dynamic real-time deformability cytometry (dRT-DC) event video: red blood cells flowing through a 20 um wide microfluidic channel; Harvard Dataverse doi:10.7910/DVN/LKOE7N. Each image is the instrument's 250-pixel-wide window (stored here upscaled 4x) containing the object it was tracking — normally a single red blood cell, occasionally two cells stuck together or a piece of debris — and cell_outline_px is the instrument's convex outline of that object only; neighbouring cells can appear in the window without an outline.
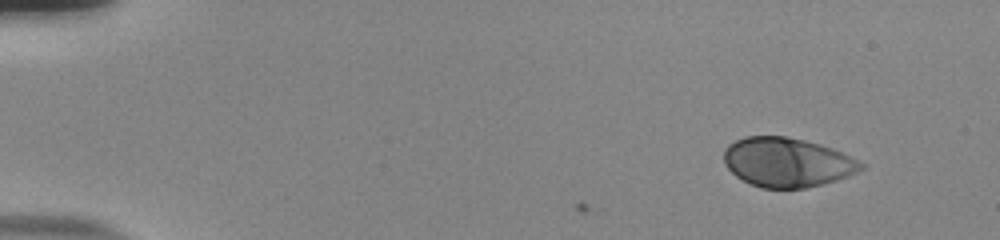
{"species": "human", "species_latin": "Homo sapiens", "temperature_condition": "room temperature", "stored_images_in_passage": 50, "camera_frame_rate_fps": 3000, "um_per_image_px": 0.085, "donor": {"sex": "male"}, "frame": {"image": 1, "passage_image": 1, "time_ms": 0.0, "image_size_px": [1000, 240], "cell_outline_px": [[864, 168], [848, 176], [836, 180], [804, 188], [760, 188], [748, 184], [736, 176], [724, 164], [724, 148], [728, 144], [744, 136], [784, 136], [804, 140], [820, 144], [832, 148], [864, 164]], "centroid_in_image_um": [66.85, 13.79], "position_along_channel_um": 18.1, "area_um2": 39.3}}
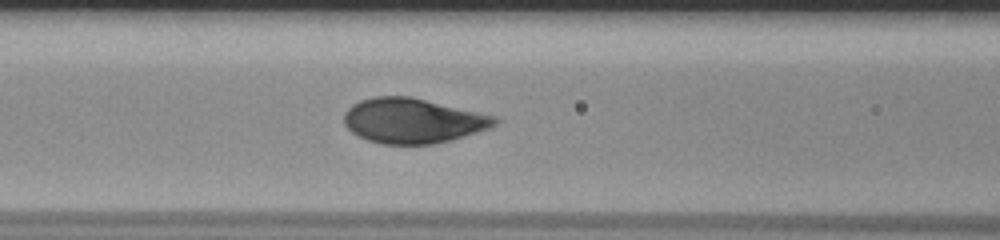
{"frame": {"image": 2, "passage_image": 20, "time_ms": 6.333, "image_size_px": [1000, 240], "cell_outline_px": [[500, 120], [496, 124], [488, 128], [476, 132], [448, 140], [432, 144], [380, 144], [356, 136], [344, 124], [344, 112], [352, 104], [360, 100], [376, 96], [408, 96], [496, 116]], "centroid_in_image_um": [35.04, 10.26], "position_along_channel_um": 131.6, "area_um2": 39.19}}
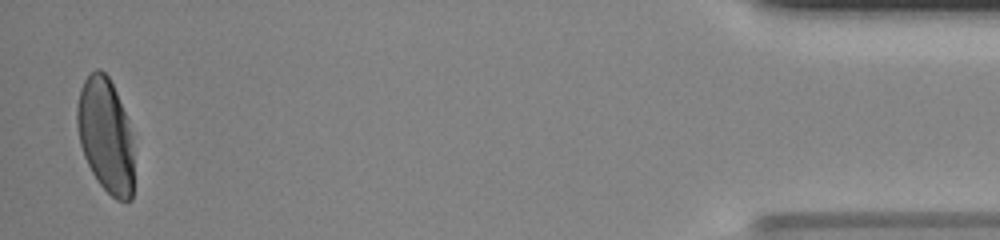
{"frame": {"image": 3, "passage_image": 49, "time_ms": 16.0, "image_size_px": [1000, 240], "cell_outline_px": [[132, 200], [116, 200], [96, 180], [84, 156], [80, 144], [76, 124], [76, 104], [80, 88], [84, 80], [96, 68], [100, 68], [108, 76], [116, 92], [128, 120], [132, 144]], "centroid_in_image_um": [8.94, 11.48], "position_along_channel_um": 426.3, "area_um2": 37.74}, "authors_computed_cell_mechanics": {"area_um2": 39.3618, "velocity_mm_per_s": 3.8292, "shape_relaxation_time_tau1_ms": 3.2213, "shape_relaxation_time_tau2_ms": null, "deformation_change_tau1": 0.1893, "deformation_change_tau2": null}}